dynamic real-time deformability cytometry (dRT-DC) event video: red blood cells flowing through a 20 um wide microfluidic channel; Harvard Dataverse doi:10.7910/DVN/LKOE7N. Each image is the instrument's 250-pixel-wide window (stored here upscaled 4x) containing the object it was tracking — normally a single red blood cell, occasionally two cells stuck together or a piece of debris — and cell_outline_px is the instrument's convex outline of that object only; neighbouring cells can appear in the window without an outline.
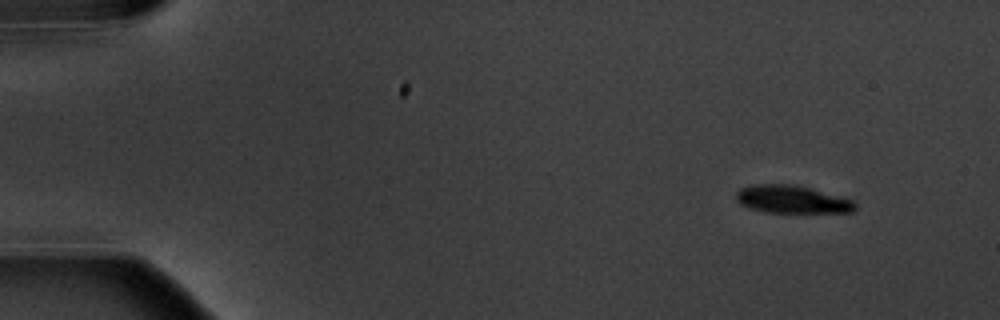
{"species": "common noctule bat (a hibernating species)", "species_latin": "Nyctalus noctula", "temperature_condition": "warm", "stored_images_in_passage": 8, "camera_frame_rate_fps": 3000, "um_per_image_px": 0.085, "animal": {"sex": "male", "body_mass_g": 20.1, "forearm_length_mm": 53.5}, "frame": {"image": 1, "passage_image": 1, "time_ms": 0.0, "image_size_px": [1000, 320], "cell_outline_px": [[856, 208], [852, 212], [768, 212], [748, 208], [740, 204], [736, 200], [736, 192], [740, 188], [752, 184], [792, 184], [808, 188], [852, 200], [856, 204]], "centroid_in_image_um": [67.25, 16.94], "position_along_channel_um": 17.7, "area_um2": 19.02}}
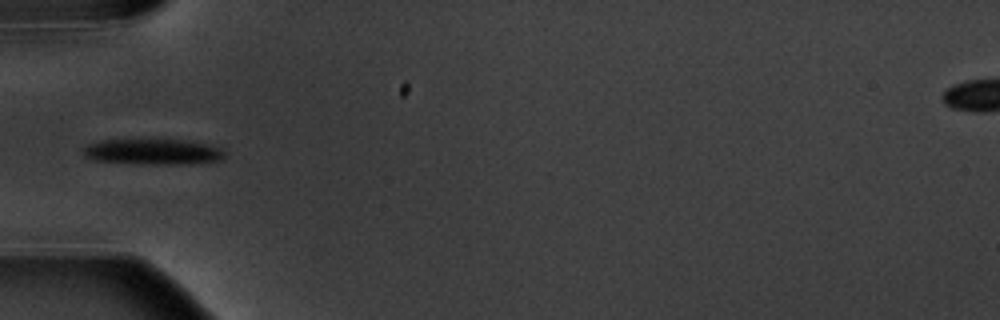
{"frame": {"image": 2, "passage_image": 5, "time_ms": 4.667, "image_size_px": [1000, 320], "cell_outline_px": [[224, 160], [200, 164], [140, 164], [92, 160], [84, 156], [80, 148], [88, 144], [100, 140], [184, 140], [208, 144], [220, 148], [224, 152]], "centroid_in_image_um": [13.0, 12.92], "position_along_channel_um": 72.0, "area_um2": 21.56}}